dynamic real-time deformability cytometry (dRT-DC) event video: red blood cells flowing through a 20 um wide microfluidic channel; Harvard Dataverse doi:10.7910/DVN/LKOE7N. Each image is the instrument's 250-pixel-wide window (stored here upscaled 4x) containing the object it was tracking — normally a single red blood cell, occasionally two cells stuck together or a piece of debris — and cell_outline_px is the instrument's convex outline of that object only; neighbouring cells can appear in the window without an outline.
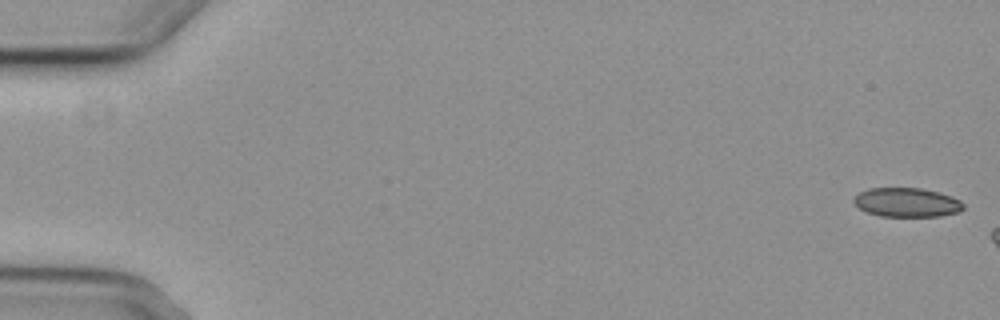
{"species": "common noctule bat (a hibernating species)", "species_latin": "Nyctalus noctula", "temperature_condition": "cold", "stored_images_in_passage": 3, "camera_frame_rate_fps": 3000, "um_per_image_px": 0.085, "animal": {"sex": "female", "body_mass_g": 29.2, "forearm_length_mm": 56.3}, "frame": {"image": 1, "passage_image": 1, "time_ms": 0.0, "image_size_px": [1000, 320], "cell_outline_px": [[964, 208], [960, 212], [940, 216], [880, 216], [868, 212], [860, 208], [852, 200], [860, 192], [868, 188], [920, 188], [940, 192], [952, 196], [960, 200], [964, 204]], "centroid_in_image_um": [77.12, 17.2], "position_along_channel_um": 7.9, "area_um2": 18.61}}